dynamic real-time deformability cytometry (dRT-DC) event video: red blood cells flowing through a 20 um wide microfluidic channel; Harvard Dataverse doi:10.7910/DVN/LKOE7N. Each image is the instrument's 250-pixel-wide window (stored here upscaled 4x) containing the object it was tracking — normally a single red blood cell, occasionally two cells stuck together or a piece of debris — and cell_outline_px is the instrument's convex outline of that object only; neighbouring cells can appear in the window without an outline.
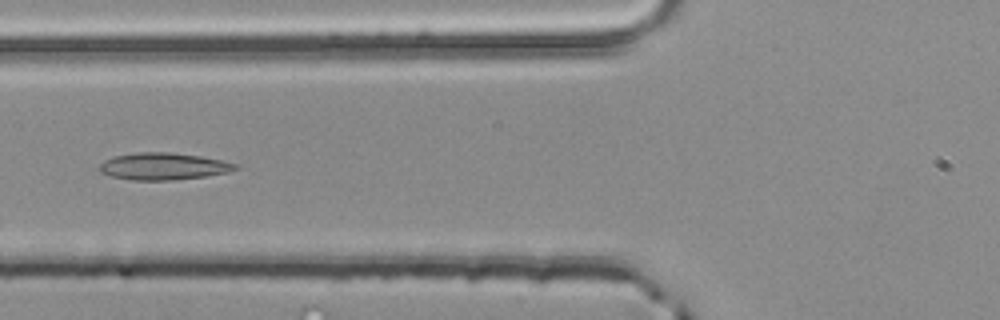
{"species": "common noctule bat (a hibernating species)", "species_latin": "Nyctalus noctula", "temperature_condition": "room temperature", "stored_images_in_passage": 30, "camera_frame_rate_fps": 3000, "um_per_image_px": 0.085, "animal": {"sex": "male", "body_mass_g": 20.4}, "frame": {"image": 1, "passage_image": 4, "time_ms": 1.0, "image_size_px": [1000, 320], "cell_outline_px": [[240, 168], [228, 172], [208, 176], [172, 180], [132, 180], [108, 176], [100, 172], [100, 164], [104, 160], [112, 156], [136, 152], [168, 152], [200, 156], [240, 164]], "centroid_in_image_um": [13.88, 14.14], "position_along_channel_um": 111.9, "area_um2": 21.62}}
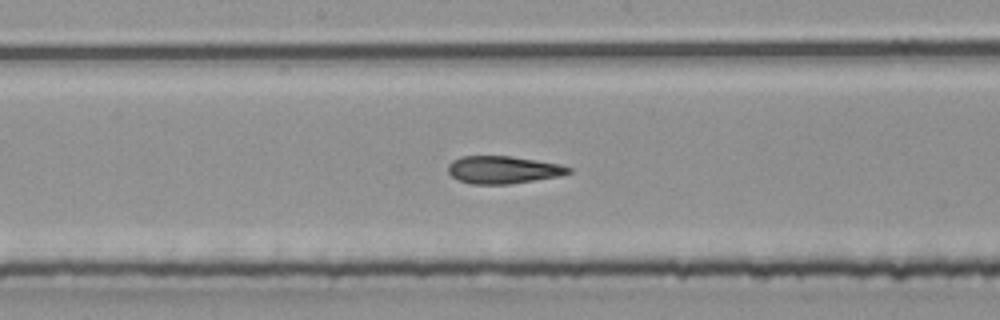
{"frame": {"image": 2, "passage_image": 11, "time_ms": 3.333, "image_size_px": [1000, 320], "cell_outline_px": [[572, 172], [560, 176], [512, 184], [472, 184], [456, 180], [448, 172], [448, 164], [452, 160], [460, 156], [512, 156], [560, 164], [572, 168]], "centroid_in_image_um": [42.76, 14.43], "position_along_channel_um": 205.4, "area_um2": 19.59}}
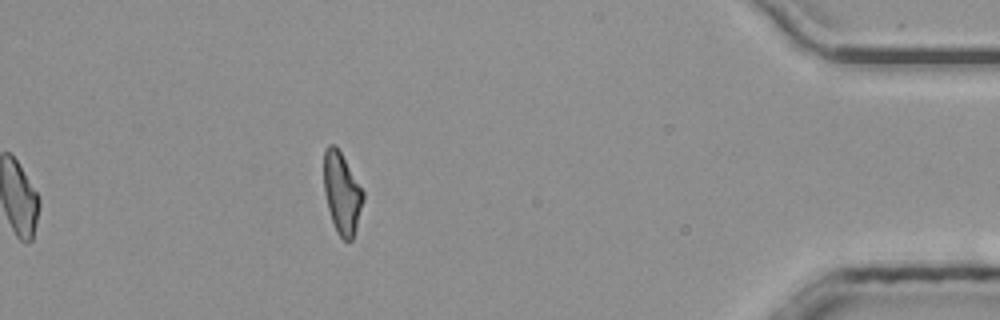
{"frame": {"image": 3, "passage_image": 30, "time_ms": 9.667, "image_size_px": [1000, 320], "cell_outline_px": [[364, 200], [356, 228], [352, 240], [344, 240], [340, 236], [332, 220], [328, 208], [324, 192], [324, 152], [328, 144], [332, 144], [340, 152], [364, 192]], "centroid_in_image_um": [29.06, 16.42], "position_along_channel_um": 406.1, "area_um2": 18.21}, "authors_computed_cell_mechanics": {"area_um2": 19.652, "velocity_mm_per_s": 3.996, "shape_relaxation_time_tau1_ms": null, "shape_relaxation_time_tau2_ms": 3.5638, "deformation_change_tau1": null, "deformation_change_tau2": 0.1223}}